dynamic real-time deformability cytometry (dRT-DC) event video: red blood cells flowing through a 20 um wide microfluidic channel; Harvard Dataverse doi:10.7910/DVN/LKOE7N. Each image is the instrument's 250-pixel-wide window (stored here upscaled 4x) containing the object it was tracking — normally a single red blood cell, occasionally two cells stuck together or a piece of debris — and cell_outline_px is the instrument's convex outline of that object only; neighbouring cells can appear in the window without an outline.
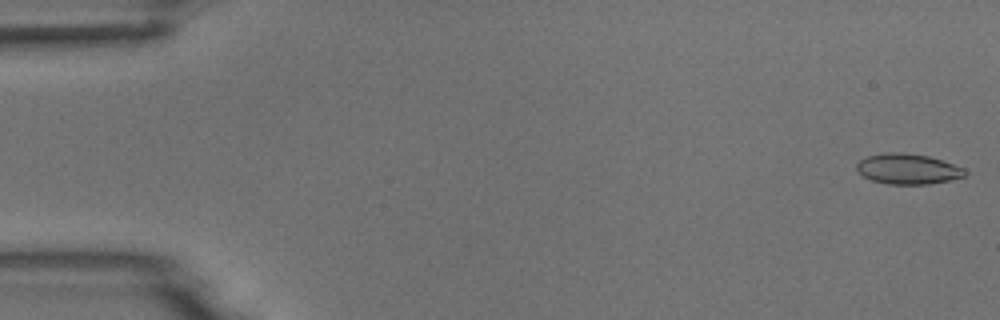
{"species": "common noctule bat (a hibernating species)", "species_latin": "Nyctalus noctula", "temperature_condition": "room temperature", "stored_images_in_passage": 4, "camera_frame_rate_fps": 3000, "um_per_image_px": 0.085, "animal": {"sex": "male", "body_mass_g": 18.8}, "frame": {"image": 1, "passage_image": 1, "time_ms": 0.0, "image_size_px": [1000, 320], "cell_outline_px": [[968, 172], [964, 176], [948, 180], [928, 184], [888, 184], [872, 180], [864, 176], [856, 168], [856, 164], [860, 160], [868, 156], [888, 152], [900, 152], [928, 156], [964, 168]], "centroid_in_image_um": [77.16, 14.36], "position_along_channel_um": 7.8, "area_um2": 18.9}}
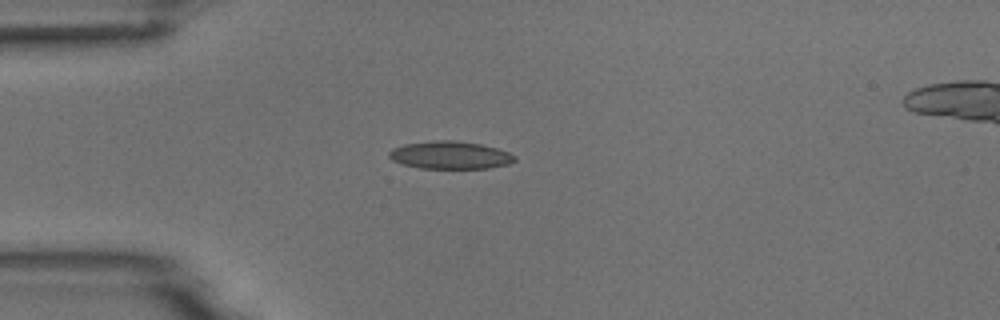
{"frame": {"image": 2, "passage_image": 4, "time_ms": 4.333, "image_size_px": [1000, 320], "cell_outline_px": [[516, 160], [508, 164], [488, 168], [420, 168], [404, 164], [392, 160], [388, 156], [388, 152], [392, 148], [404, 144], [436, 140], [452, 140], [480, 144], [496, 148], [508, 152], [516, 156]], "centroid_in_image_um": [38.25, 13.18], "position_along_channel_um": 46.8, "area_um2": 20.17}}